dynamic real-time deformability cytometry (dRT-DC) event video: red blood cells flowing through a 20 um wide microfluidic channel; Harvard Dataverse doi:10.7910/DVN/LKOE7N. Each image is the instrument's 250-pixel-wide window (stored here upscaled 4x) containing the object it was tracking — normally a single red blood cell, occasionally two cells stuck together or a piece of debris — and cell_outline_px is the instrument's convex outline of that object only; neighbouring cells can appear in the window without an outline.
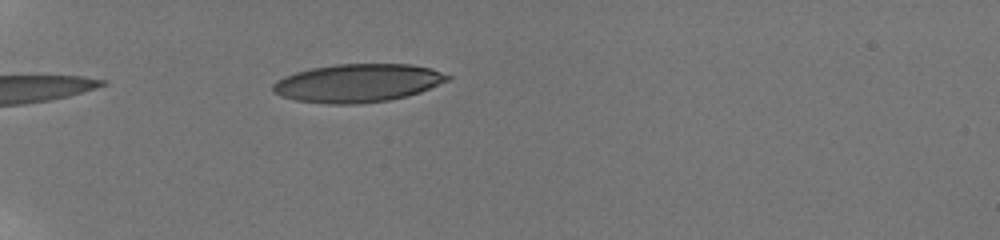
{"species": "human", "species_latin": "Homo sapiens", "temperature_condition": "room temperature", "stored_images_in_passage": 18, "camera_frame_rate_fps": 3000, "um_per_image_px": 0.085, "donor": {"sex": "male"}, "frame": {"image": 1, "passage_image": 11, "time_ms": 6.333, "image_size_px": [1000, 240], "cell_outline_px": [[452, 80], [420, 92], [388, 100], [360, 104], [328, 104], [296, 100], [280, 96], [272, 92], [272, 84], [276, 80], [284, 76], [296, 72], [312, 68], [336, 64], [412, 64], [432, 68], [452, 76]], "centroid_in_image_um": [30.42, 7.06], "position_along_channel_um": 54.6, "area_um2": 39.19}}
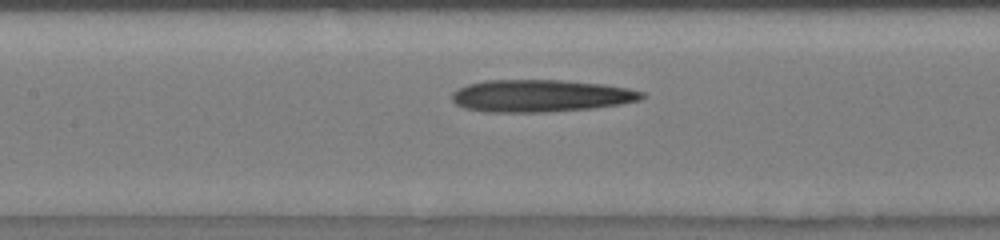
{"frame": {"image": 2, "passage_image": 16, "time_ms": 8.333, "image_size_px": [1000, 240], "cell_outline_px": [[644, 96], [640, 100], [620, 104], [592, 108], [544, 112], [488, 112], [464, 108], [456, 104], [452, 100], [452, 92], [468, 84], [484, 80], [560, 80], [604, 84], [628, 88], [644, 92]], "centroid_in_image_um": [45.95, 8.14], "position_along_channel_um": 161.5, "area_um2": 35.66}}